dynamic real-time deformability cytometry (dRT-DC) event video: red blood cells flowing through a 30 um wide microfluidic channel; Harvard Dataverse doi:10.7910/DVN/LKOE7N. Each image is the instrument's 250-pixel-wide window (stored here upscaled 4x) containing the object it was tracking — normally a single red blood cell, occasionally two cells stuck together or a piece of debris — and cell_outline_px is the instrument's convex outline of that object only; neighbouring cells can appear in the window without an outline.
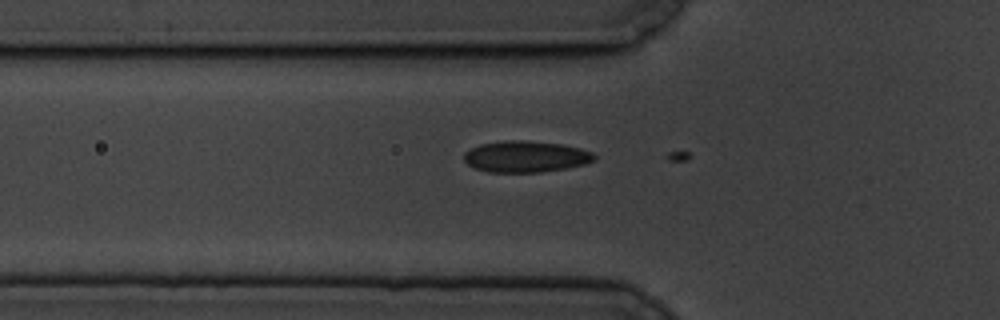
{"species": "common noctule bat (a hibernating species)", "species_latin": "Nyctalus noctula", "temperature_condition": "cold", "stored_images_in_passage": 3, "camera_frame_rate_fps": 3000, "um_per_image_px": 0.085, "animal": {"sex": "male", "body_mass_g": 19.5, "forearm_length_mm": 54.6}, "frame": {"image": 1, "passage_image": 2, "time_ms": 0.333, "image_size_px": [1000, 320], "cell_outline_px": [[596, 160], [584, 164], [568, 168], [540, 172], [488, 172], [476, 168], [468, 164], [464, 160], [464, 152], [480, 144], [508, 140], [524, 140], [564, 144], [580, 148], [592, 152], [596, 156]], "centroid_in_image_um": [44.71, 13.31], "position_along_channel_um": 81.1, "area_um2": 23.87}}